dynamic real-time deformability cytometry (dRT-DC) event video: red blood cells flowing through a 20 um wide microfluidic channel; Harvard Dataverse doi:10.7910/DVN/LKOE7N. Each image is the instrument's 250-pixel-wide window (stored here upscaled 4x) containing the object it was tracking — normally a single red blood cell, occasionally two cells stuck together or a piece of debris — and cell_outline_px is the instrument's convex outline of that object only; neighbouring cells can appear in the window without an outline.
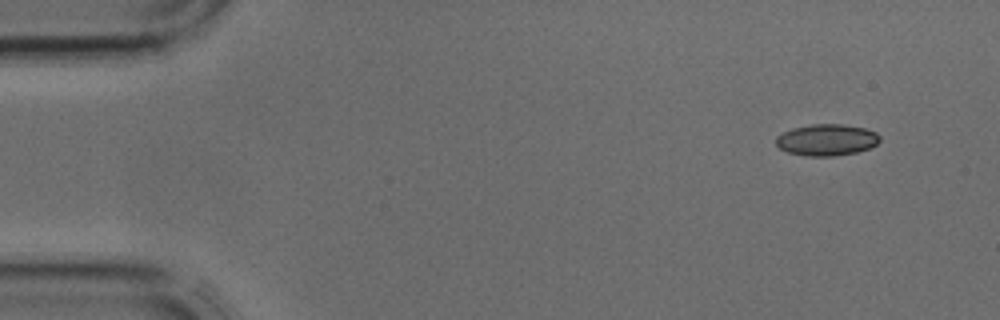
{"species": "common noctule bat (a hibernating species)", "species_latin": "Nyctalus noctula", "temperature_condition": "cold", "stored_images_in_passage": 3, "camera_frame_rate_fps": 3000, "um_per_image_px": 0.085, "animal": {"sex": "male", "body_mass_g": 17.9, "forearm_length_mm": 54.2}, "frame": {"image": 1, "passage_image": 1, "time_ms": 0.0, "image_size_px": [1000, 320], "cell_outline_px": [[880, 140], [876, 144], [868, 148], [856, 152], [836, 156], [804, 156], [788, 152], [780, 148], [776, 144], [776, 136], [792, 128], [812, 124], [844, 124], [864, 128], [876, 132], [880, 136]], "centroid_in_image_um": [70.26, 11.89], "position_along_channel_um": 14.7, "area_um2": 19.07}}
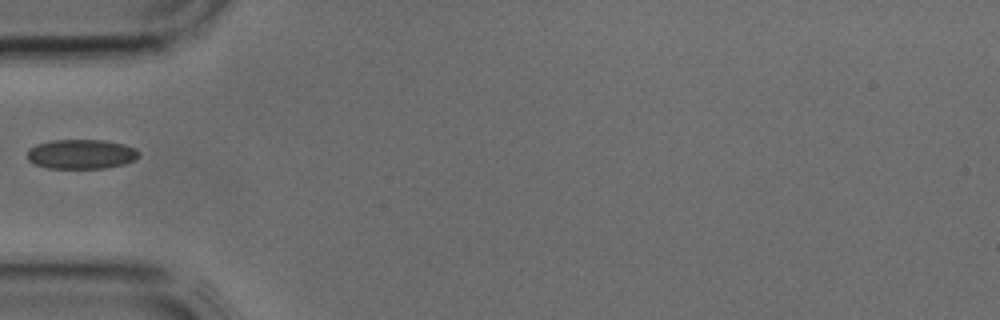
{"frame": {"image": 2, "passage_image": 3, "time_ms": 0.667, "image_size_px": [1000, 320], "cell_outline_px": [[140, 156], [124, 164], [104, 168], [48, 168], [32, 164], [28, 160], [28, 148], [36, 144], [52, 140], [104, 140], [124, 144], [136, 148], [140, 152]], "centroid_in_image_um": [6.89, 13.1], "position_along_channel_um": 78.1, "area_um2": 19.36}}